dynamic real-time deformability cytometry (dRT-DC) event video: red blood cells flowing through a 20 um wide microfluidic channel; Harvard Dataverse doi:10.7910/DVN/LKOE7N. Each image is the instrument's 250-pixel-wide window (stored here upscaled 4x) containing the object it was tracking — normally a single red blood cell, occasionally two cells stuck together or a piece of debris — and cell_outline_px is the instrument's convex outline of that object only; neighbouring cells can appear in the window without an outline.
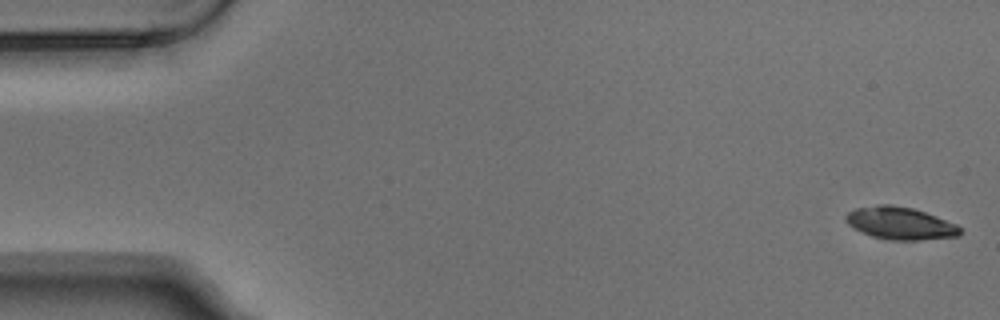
{"species": "Egyptian fruit bat (a non-hibernating species)", "species_latin": "Rousettus aegyptiacus", "temperature_condition": "warm", "stored_images_in_passage": 6, "segment_of_instrument_passage": [1, 2], "camera_frame_rate_fps": 3000, "um_per_image_px": 0.085, "animal": {"sex": "male"}, "frame": {"image": 1, "passage_image": 1, "time_ms": 0.0, "image_size_px": [1000, 320], "cell_outline_px": [[960, 236], [920, 240], [892, 240], [872, 236], [860, 232], [848, 224], [844, 220], [844, 216], [848, 212], [856, 208], [876, 204], [892, 204], [912, 208], [936, 216], [956, 224], [960, 228]], "centroid_in_image_um": [76.48, 18.97], "position_along_channel_um": 8.5, "area_um2": 21.68}}
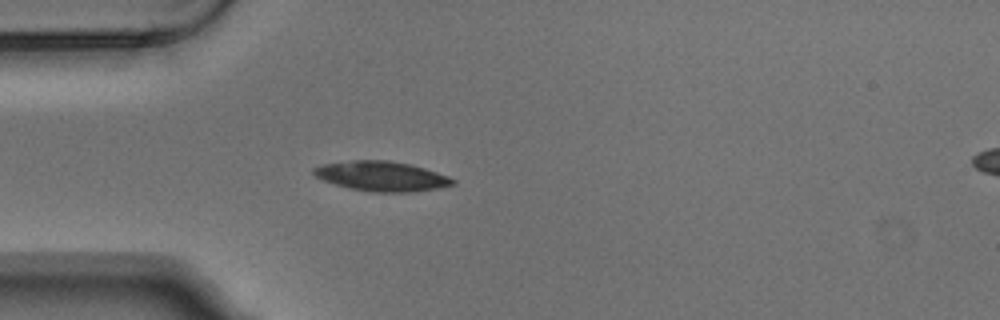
{"frame": {"image": 2, "passage_image": 5, "time_ms": 1.333, "image_size_px": [1000, 320], "cell_outline_px": [[456, 184], [440, 188], [416, 192], [372, 192], [348, 188], [324, 180], [316, 176], [312, 172], [312, 168], [324, 164], [352, 160], [388, 160], [408, 164], [424, 168], [448, 176], [456, 180]], "centroid_in_image_um": [32.47, 14.99], "position_along_channel_um": 52.5, "area_um2": 24.16}}